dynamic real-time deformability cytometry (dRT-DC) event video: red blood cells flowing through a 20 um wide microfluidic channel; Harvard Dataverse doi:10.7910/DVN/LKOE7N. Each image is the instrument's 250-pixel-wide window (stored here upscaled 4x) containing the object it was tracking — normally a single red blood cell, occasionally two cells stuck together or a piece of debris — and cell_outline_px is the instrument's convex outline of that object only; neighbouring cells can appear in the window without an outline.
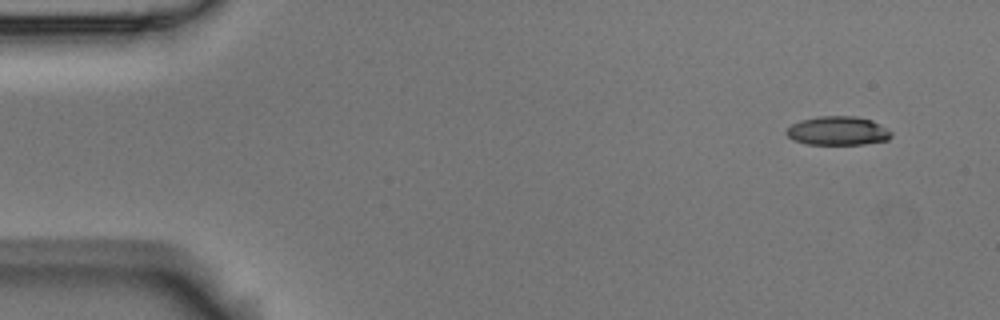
{"species": "Egyptian fruit bat (a non-hibernating species)", "species_latin": "Rousettus aegyptiacus", "temperature_condition": "room temperature", "stored_images_in_passage": 5, "camera_frame_rate_fps": 3000, "um_per_image_px": 0.085, "animal": {"sex": "male"}, "frame": {"image": 1, "passage_image": 1, "time_ms": 0.0, "image_size_px": [1000, 320], "cell_outline_px": [[892, 136], [888, 140], [864, 144], [808, 144], [792, 140], [784, 132], [792, 124], [800, 120], [820, 116], [856, 116], [872, 120], [888, 128], [892, 132]], "centroid_in_image_um": [71.23, 11.12], "position_along_channel_um": 13.8, "area_um2": 17.74}}
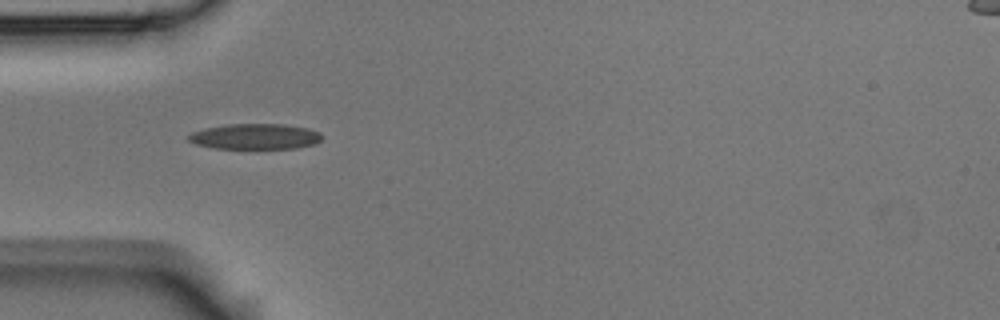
{"frame": {"image": 2, "passage_image": 4, "time_ms": 1.0, "image_size_px": [1000, 320], "cell_outline_px": [[320, 140], [316, 144], [296, 148], [212, 148], [196, 144], [188, 140], [188, 136], [192, 132], [204, 128], [228, 124], [284, 124], [308, 128], [320, 132]], "centroid_in_image_um": [21.68, 11.6], "position_along_channel_um": 63.3, "area_um2": 19.83}}
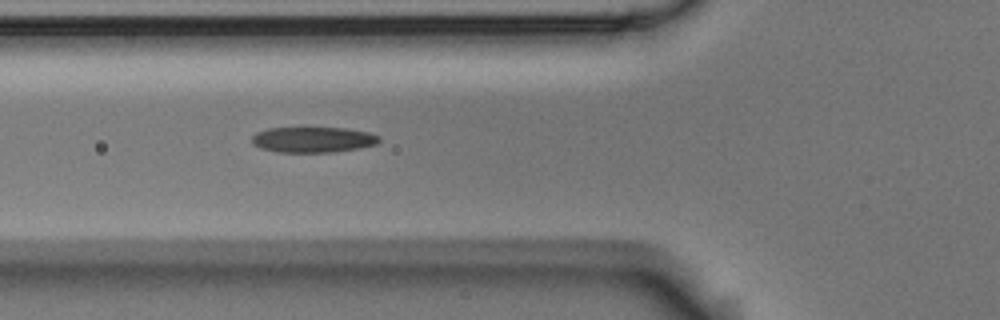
{"frame": {"image": 3, "passage_image": 5, "time_ms": 1.333, "image_size_px": [1000, 320], "cell_outline_px": [[380, 140], [376, 144], [360, 148], [336, 152], [276, 152], [260, 148], [252, 144], [252, 136], [256, 132], [268, 128], [344, 128], [368, 132], [380, 136]], "centroid_in_image_um": [26.59, 11.87], "position_along_channel_um": 99.2, "area_um2": 19.07}}